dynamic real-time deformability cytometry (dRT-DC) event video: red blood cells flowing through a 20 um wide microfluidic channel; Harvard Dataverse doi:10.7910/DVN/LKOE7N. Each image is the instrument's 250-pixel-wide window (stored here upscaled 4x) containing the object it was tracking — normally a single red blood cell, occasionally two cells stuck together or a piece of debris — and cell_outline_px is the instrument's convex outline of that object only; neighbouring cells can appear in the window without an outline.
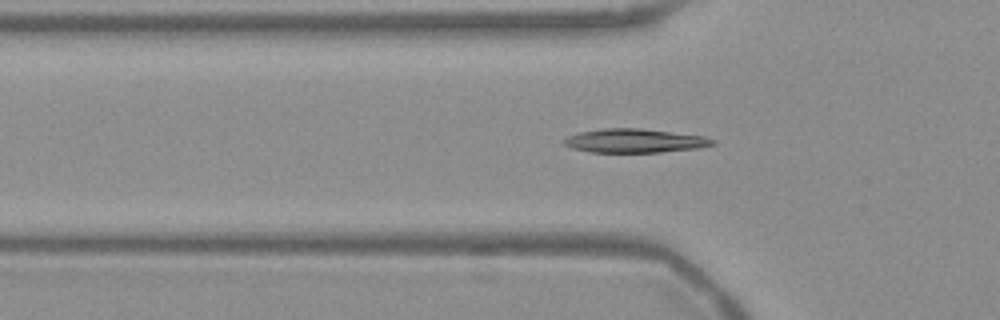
{"species": "Egyptian fruit bat (a non-hibernating species)", "species_latin": "Rousettus aegyptiacus", "temperature_condition": "warm", "stored_images_in_passage": 49, "camera_frame_rate_fps": 3000, "um_per_image_px": 0.085, "frame": {"image": 1, "passage_image": 18, "time_ms": 5.667, "image_size_px": [1000, 320], "cell_outline_px": [[716, 144], [700, 148], [660, 152], [592, 152], [572, 148], [564, 144], [564, 140], [568, 136], [580, 132], [604, 128], [640, 128], [708, 136], [716, 140]], "centroid_in_image_um": [54.04, 11.96], "position_along_channel_um": 71.8, "area_um2": 20.75}}
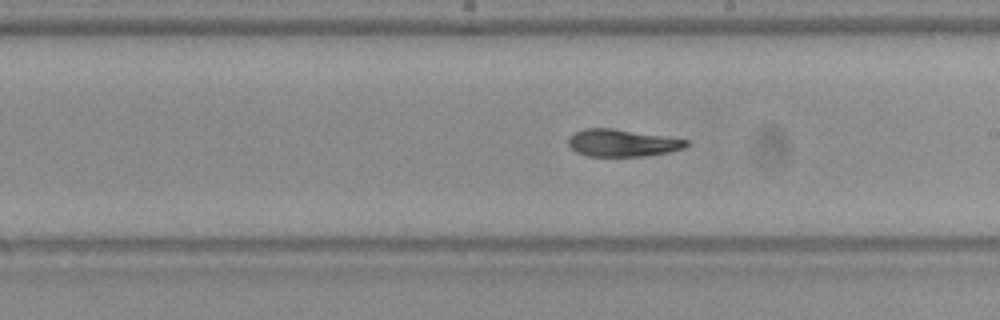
{"frame": {"image": 2, "passage_image": 31, "time_ms": 10.0, "image_size_px": [1000, 320], "cell_outline_px": [[688, 144], [684, 148], [668, 152], [644, 156], [588, 156], [576, 152], [568, 144], [568, 136], [584, 128], [612, 128], [664, 136], [688, 140]], "centroid_in_image_um": [52.86, 12.15], "position_along_channel_um": 236.1, "area_um2": 18.61}}
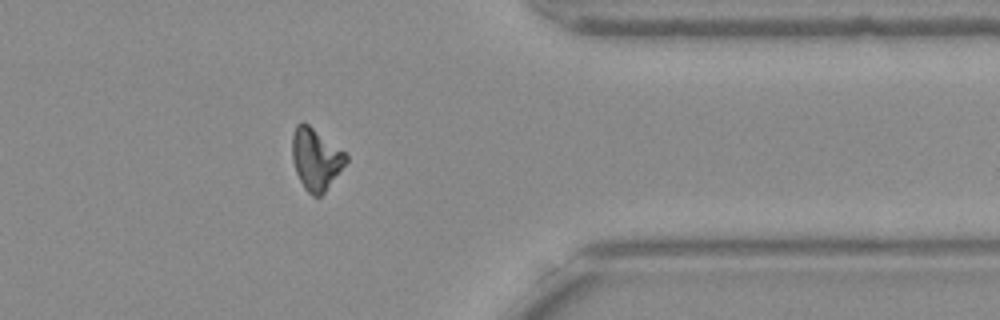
{"frame": {"image": 3, "passage_image": 44, "time_ms": 14.333, "image_size_px": [1000, 320], "cell_outline_px": [[348, 160], [324, 192], [320, 196], [312, 196], [304, 188], [296, 172], [292, 160], [292, 132], [296, 124], [308, 124], [344, 152], [348, 156]], "centroid_in_image_um": [26.82, 13.53], "position_along_channel_um": 384.6, "area_um2": 18.96}}